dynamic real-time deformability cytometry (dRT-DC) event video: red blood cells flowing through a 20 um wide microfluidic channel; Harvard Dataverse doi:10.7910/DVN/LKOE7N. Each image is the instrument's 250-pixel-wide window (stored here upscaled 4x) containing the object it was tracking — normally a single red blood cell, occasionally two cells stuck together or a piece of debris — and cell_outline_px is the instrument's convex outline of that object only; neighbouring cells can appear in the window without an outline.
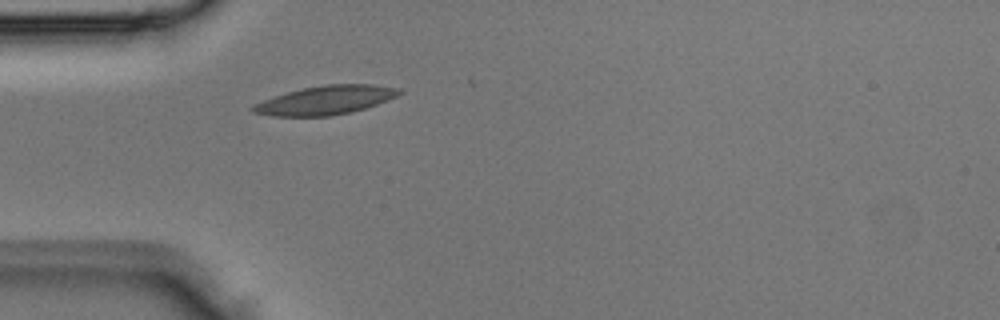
{"species": "Egyptian fruit bat (a non-hibernating species)", "species_latin": "Rousettus aegyptiacus", "temperature_condition": "room temperature", "stored_images_in_passage": 1, "camera_frame_rate_fps": 3000, "um_per_image_px": 0.085, "animal": {"sex": "male"}, "frame": {"image": 1, "passage_image": 1, "time_ms": 0.0, "image_size_px": [1000, 320], "cell_outline_px": [[404, 92], [388, 100], [352, 112], [332, 116], [272, 116], [252, 112], [252, 104], [288, 92], [304, 88], [324, 84], [372, 84], [400, 88]], "centroid_in_image_um": [27.7, 8.51], "position_along_channel_um": 57.3, "area_um2": 24.45}}